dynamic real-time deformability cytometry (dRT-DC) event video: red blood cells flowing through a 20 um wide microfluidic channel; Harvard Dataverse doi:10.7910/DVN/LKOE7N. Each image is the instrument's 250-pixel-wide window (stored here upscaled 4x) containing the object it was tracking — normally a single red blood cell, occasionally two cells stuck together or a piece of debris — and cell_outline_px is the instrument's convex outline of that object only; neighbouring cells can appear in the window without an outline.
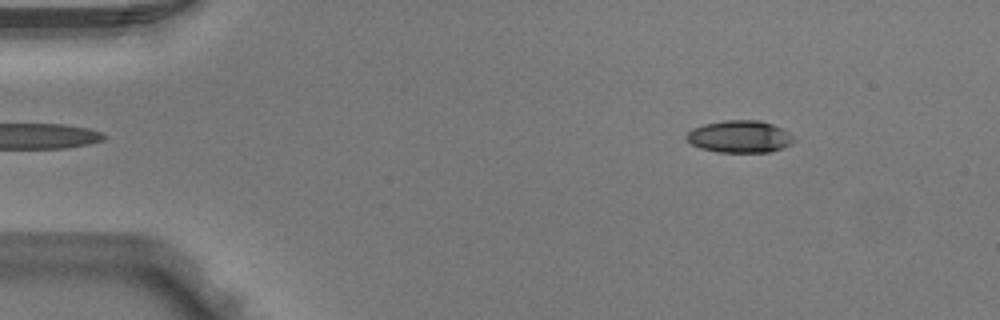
{"species": "Egyptian fruit bat (a non-hibernating species)", "species_latin": "Rousettus aegyptiacus", "temperature_condition": "warm", "stored_images_in_passage": 3, "camera_frame_rate_fps": 3000, "um_per_image_px": 0.085, "animal": {"sex": "male"}, "frame": {"image": 1, "passage_image": 1, "time_ms": 0.0, "image_size_px": [1000, 320], "cell_outline_px": [[796, 140], [792, 144], [768, 152], [720, 152], [700, 148], [692, 144], [684, 136], [692, 128], [704, 124], [724, 120], [760, 120], [772, 124], [788, 132]], "centroid_in_image_um": [62.86, 11.6], "position_along_channel_um": 22.1, "area_um2": 20.06}}